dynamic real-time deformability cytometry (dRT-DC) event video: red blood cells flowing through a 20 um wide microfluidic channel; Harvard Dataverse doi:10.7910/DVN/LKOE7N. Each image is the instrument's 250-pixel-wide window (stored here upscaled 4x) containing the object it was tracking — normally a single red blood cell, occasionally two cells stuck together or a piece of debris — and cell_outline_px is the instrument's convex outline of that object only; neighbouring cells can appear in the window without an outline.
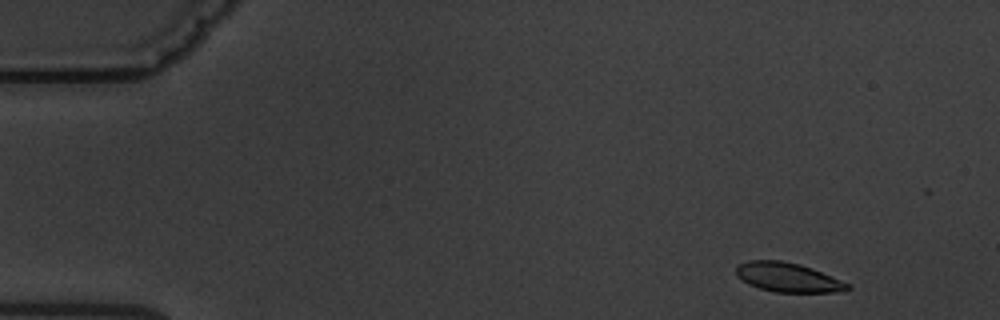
{"species": "common noctule bat (a hibernating species)", "species_latin": "Nyctalus noctula", "temperature_condition": "warm", "stored_images_in_passage": 4, "camera_frame_rate_fps": 3000, "um_per_image_px": 0.085, "animal": {"sex": "male", "body_mass_g": 19.5, "forearm_length_mm": 54.6}, "frame": {"image": 1, "passage_image": 1, "time_ms": 0.0, "image_size_px": [1000, 320], "cell_outline_px": [[852, 288], [836, 292], [776, 292], [760, 288], [748, 284], [736, 276], [736, 264], [748, 260], [780, 260], [800, 264], [812, 268], [840, 280], [848, 284]], "centroid_in_image_um": [66.91, 23.56], "position_along_channel_um": 18.1, "area_um2": 18.96}}
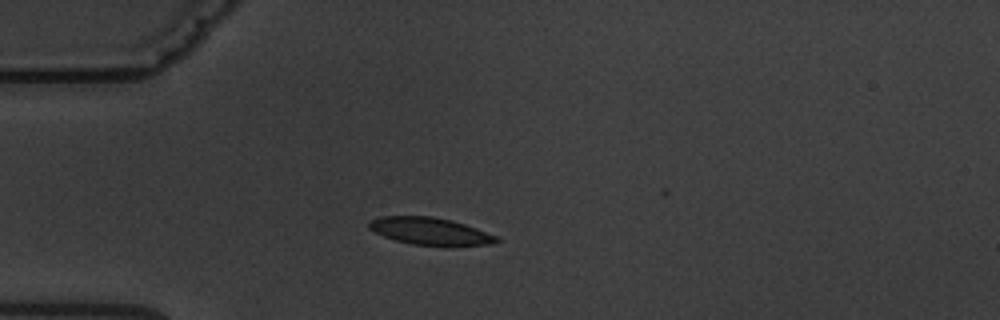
{"frame": {"image": 2, "passage_image": 4, "time_ms": 3.333, "image_size_px": [1000, 320], "cell_outline_px": [[500, 240], [492, 244], [452, 248], [444, 248], [412, 244], [396, 240], [384, 236], [368, 228], [368, 220], [380, 216], [432, 216], [452, 220], [476, 228], [496, 236]], "centroid_in_image_um": [36.59, 19.69], "position_along_channel_um": 48.4, "area_um2": 20.92}}